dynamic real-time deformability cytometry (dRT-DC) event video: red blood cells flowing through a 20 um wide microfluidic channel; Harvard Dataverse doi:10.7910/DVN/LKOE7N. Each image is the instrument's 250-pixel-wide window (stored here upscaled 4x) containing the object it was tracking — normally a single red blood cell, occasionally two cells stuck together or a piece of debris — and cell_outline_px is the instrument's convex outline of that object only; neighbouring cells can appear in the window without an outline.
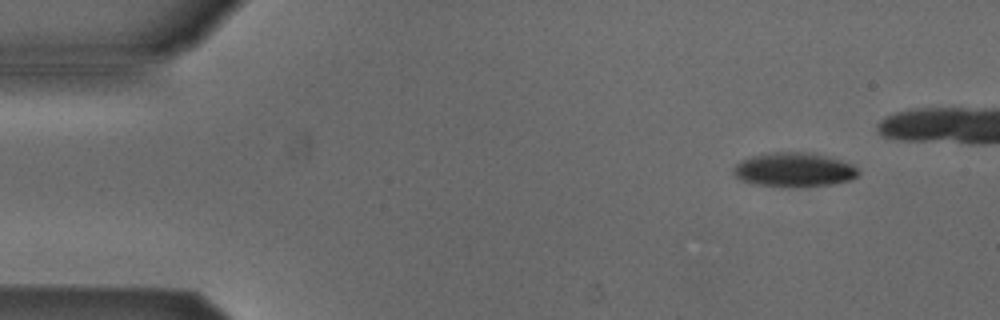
{"species": "Egyptian fruit bat (a non-hibernating species)", "species_latin": "Rousettus aegyptiacus", "temperature_condition": "cold", "stored_images_in_passage": 4, "camera_frame_rate_fps": 3000, "um_per_image_px": 0.085, "animal": {"sex": "male"}, "frame": {"image": 1, "passage_image": 1, "time_ms": 0.0, "image_size_px": [1000, 320], "cell_outline_px": [[860, 172], [856, 176], [848, 180], [832, 184], [756, 184], [740, 180], [732, 172], [736, 164], [740, 160], [764, 152], [812, 152], [840, 160], [852, 164]], "centroid_in_image_um": [67.46, 14.36], "position_along_channel_um": 17.5, "area_um2": 23.99}}